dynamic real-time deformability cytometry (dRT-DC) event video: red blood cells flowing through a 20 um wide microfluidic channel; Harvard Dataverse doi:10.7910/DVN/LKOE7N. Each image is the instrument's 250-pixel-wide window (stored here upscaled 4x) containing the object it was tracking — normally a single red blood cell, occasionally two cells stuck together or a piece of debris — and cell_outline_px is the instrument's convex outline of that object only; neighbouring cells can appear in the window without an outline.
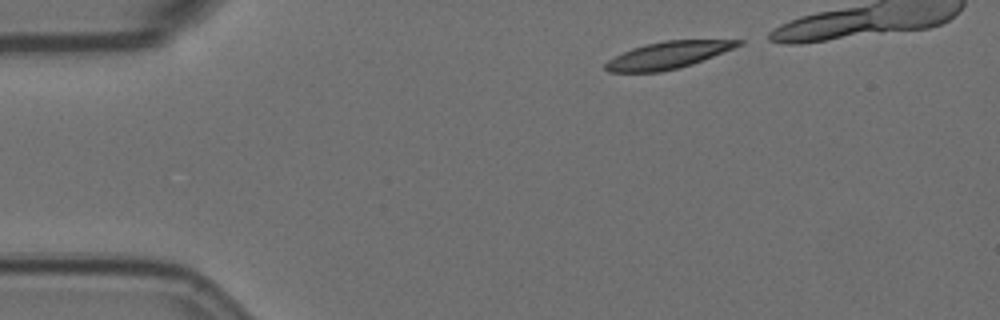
{"species": "Egyptian fruit bat (a non-hibernating species)", "species_latin": "Rousettus aegyptiacus", "temperature_condition": "room temperature", "stored_images_in_passage": 38, "camera_frame_rate_fps": 3000, "um_per_image_px": 0.085, "animal": {"sex": "female"}, "frame": {"image": 1, "passage_image": 1, "time_ms": 0.0, "image_size_px": [1000, 320], "cell_outline_px": [[744, 44], [692, 64], [660, 72], [608, 72], [604, 68], [604, 64], [608, 60], [632, 48], [644, 44], [664, 40], [744, 40]], "centroid_in_image_um": [56.76, 4.68], "position_along_channel_um": 28.2, "area_um2": 20.75}}
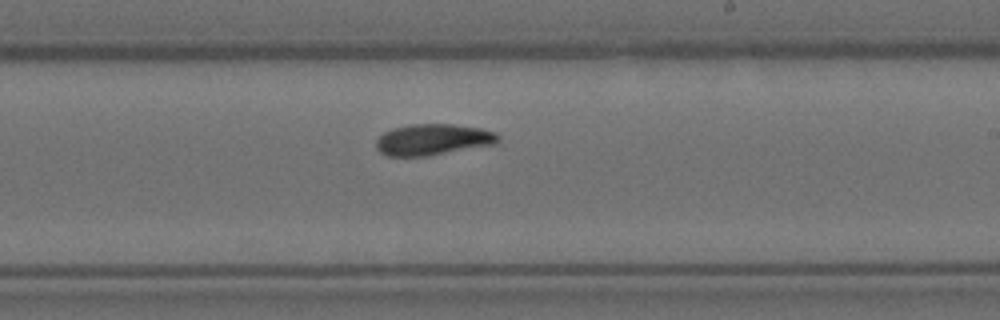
{"frame": {"image": 2, "passage_image": 25, "time_ms": 8.0, "image_size_px": [1000, 320], "cell_outline_px": [[500, 140], [496, 144], [428, 156], [388, 156], [380, 152], [376, 148], [376, 140], [384, 132], [392, 128], [412, 124], [452, 124], [480, 128], [496, 132], [500, 136]], "centroid_in_image_um": [36.82, 11.86], "position_along_channel_um": 252.2, "area_um2": 22.31}}
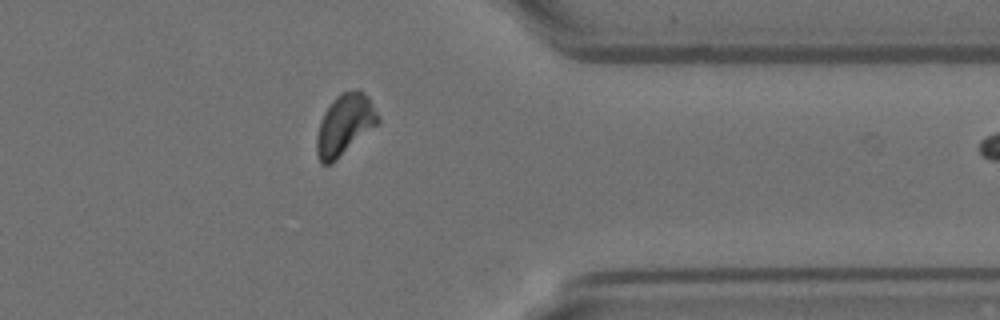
{"frame": {"image": 3, "passage_image": 37, "time_ms": 12.0, "image_size_px": [1000, 320], "cell_outline_px": [[380, 120], [376, 124], [332, 164], [320, 164], [316, 152], [316, 136], [320, 120], [324, 112], [332, 100], [340, 92], [356, 88], [360, 88], [368, 96]], "centroid_in_image_um": [29.25, 10.57], "position_along_channel_um": 382.1, "area_um2": 21.73}}